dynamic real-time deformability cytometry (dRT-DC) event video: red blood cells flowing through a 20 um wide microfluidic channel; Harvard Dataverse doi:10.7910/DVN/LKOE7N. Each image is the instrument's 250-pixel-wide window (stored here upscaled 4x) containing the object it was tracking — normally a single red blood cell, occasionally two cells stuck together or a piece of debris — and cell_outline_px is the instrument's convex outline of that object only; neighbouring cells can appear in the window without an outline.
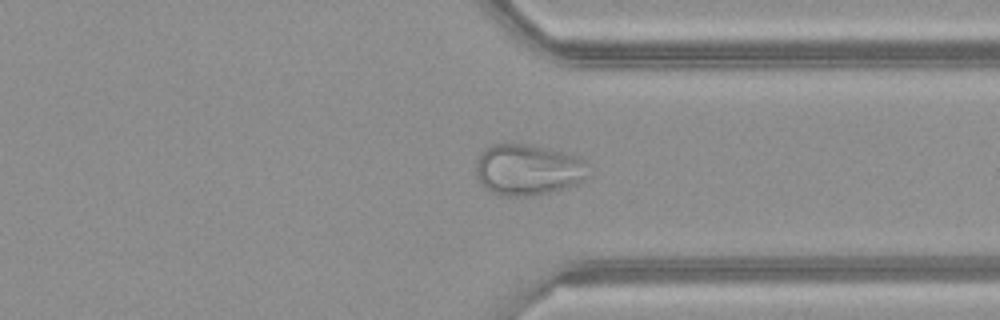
{"species": "common noctule bat (a hibernating species)", "species_latin": "Nyctalus noctula", "temperature_condition": "warm", "stored_images_in_passage": 44, "camera_frame_rate_fps": 3000, "um_per_image_px": 0.085, "animal": {"sex": "female", "body_mass_g": 21.9}, "frame": {"image": 1, "passage_image": 32, "time_ms": 10.333, "image_size_px": [1000, 320], "cell_outline_px": [[592, 164], [588, 176], [576, 184], [548, 192], [532, 196], [500, 196], [484, 188], [476, 176], [476, 160], [484, 148], [492, 144], [532, 144], [552, 148], [584, 156]], "centroid_in_image_um": [44.95, 14.39], "position_along_channel_um": 366.5, "area_um2": 34.56}}
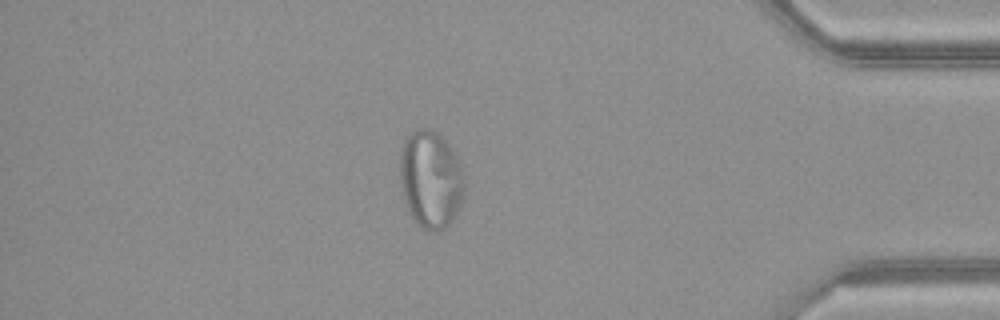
{"frame": {"image": 2, "passage_image": 37, "time_ms": 12.0, "image_size_px": [1000, 320], "cell_outline_px": [[464, 192], [456, 216], [448, 228], [436, 232], [420, 228], [416, 224], [408, 212], [404, 200], [400, 184], [400, 148], [404, 140], [416, 128], [432, 128], [456, 152], [464, 176]], "centroid_in_image_um": [36.6, 15.27], "position_along_channel_um": 398.6, "area_um2": 37.45}}
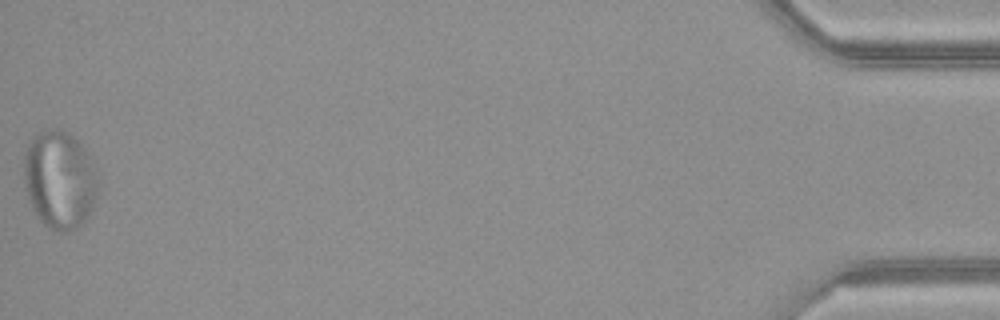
{"frame": {"image": 3, "passage_image": 44, "time_ms": 14.333, "image_size_px": [1000, 320], "cell_outline_px": [[100, 184], [92, 208], [84, 224], [68, 232], [60, 232], [48, 228], [36, 216], [28, 200], [24, 184], [24, 152], [28, 144], [40, 132], [56, 128], [60, 128], [68, 132], [92, 156], [100, 172]], "centroid_in_image_um": [5.11, 15.29], "position_along_channel_um": 430.1, "area_um2": 43.41}}